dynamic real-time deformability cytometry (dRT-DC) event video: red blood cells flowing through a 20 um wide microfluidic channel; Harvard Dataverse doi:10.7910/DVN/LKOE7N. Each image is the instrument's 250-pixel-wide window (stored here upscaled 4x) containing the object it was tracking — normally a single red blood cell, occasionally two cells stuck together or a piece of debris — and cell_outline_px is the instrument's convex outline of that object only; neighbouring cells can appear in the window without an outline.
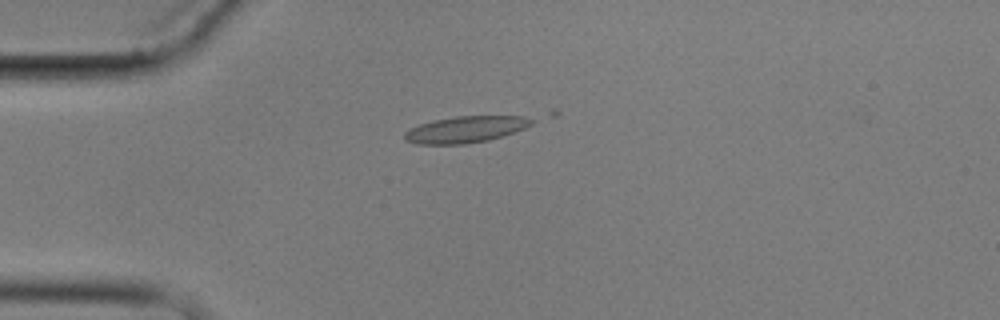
{"species": "common noctule bat (a hibernating species)", "species_latin": "Nyctalus noctula", "temperature_condition": "cold", "stored_images_in_passage": 5, "camera_frame_rate_fps": 3000, "um_per_image_px": 0.085, "animal": {"sex": "male", "body_mass_g": 17.9}, "frame": {"image": 1, "passage_image": 4, "time_ms": 4.0, "image_size_px": [1000, 320], "cell_outline_px": [[560, 112], [556, 116], [524, 128], [488, 140], [464, 144], [416, 144], [404, 140], [404, 132], [420, 124], [432, 120], [456, 116], [552, 108], [556, 108]], "centroid_in_image_um": [40.43, 10.78], "position_along_channel_um": 44.6, "area_um2": 23.41}}